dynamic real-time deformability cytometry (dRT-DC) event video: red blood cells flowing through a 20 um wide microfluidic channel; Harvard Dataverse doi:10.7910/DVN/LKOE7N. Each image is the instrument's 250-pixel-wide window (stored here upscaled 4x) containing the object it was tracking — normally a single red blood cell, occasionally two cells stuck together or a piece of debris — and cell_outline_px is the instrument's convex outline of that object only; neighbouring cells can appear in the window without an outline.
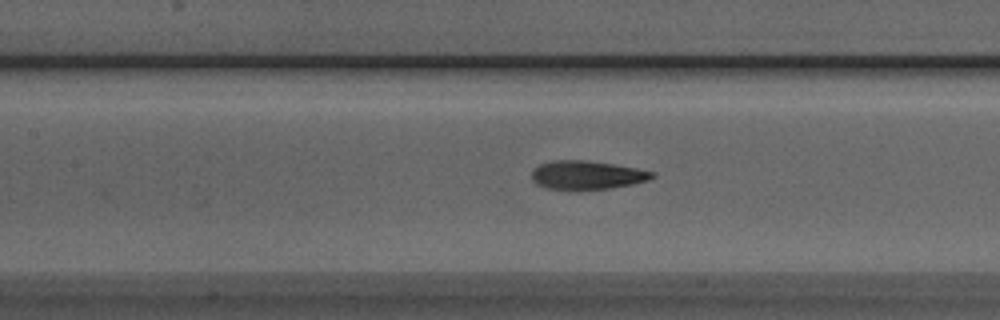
{"species": "Egyptian fruit bat (a non-hibernating species)", "species_latin": "Rousettus aegyptiacus", "temperature_condition": "room temperature", "stored_images_in_passage": 20, "camera_frame_rate_fps": 3000, "um_per_image_px": 0.085, "animal": {"sex": "male"}, "frame": {"image": 1, "passage_image": 8, "time_ms": 2.333, "image_size_px": [1000, 320], "cell_outline_px": [[656, 176], [648, 180], [632, 184], [608, 188], [568, 192], [544, 188], [536, 184], [532, 180], [532, 168], [540, 164], [552, 160], [584, 160], [612, 164], [636, 168], [656, 172]], "centroid_in_image_um": [49.82, 14.91], "position_along_channel_um": 157.6, "area_um2": 20.69}}
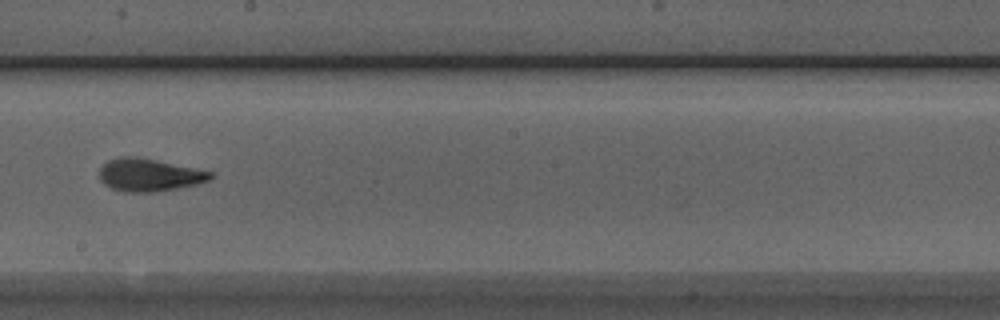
{"frame": {"image": 2, "passage_image": 14, "time_ms": 4.333, "image_size_px": [1000, 320], "cell_outline_px": [[216, 176], [208, 180], [196, 184], [156, 192], [124, 192], [112, 188], [104, 184], [100, 180], [100, 168], [108, 160], [120, 156], [136, 156], [156, 160], [212, 172]], "centroid_in_image_um": [12.66, 14.87], "position_along_channel_um": 235.5, "area_um2": 21.04}}
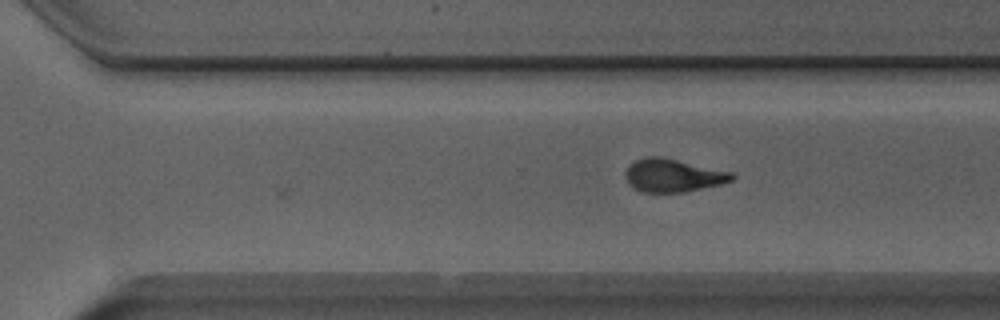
{"frame": {"image": 3, "passage_image": 20, "time_ms": 6.333, "image_size_px": [1000, 320], "cell_outline_px": [[736, 176], [732, 180], [720, 184], [684, 192], [640, 192], [632, 188], [628, 184], [624, 176], [624, 172], [636, 160], [644, 156], [664, 156], [732, 172]], "centroid_in_image_um": [57.17, 14.9], "position_along_channel_um": 313.4, "area_um2": 20.75}}